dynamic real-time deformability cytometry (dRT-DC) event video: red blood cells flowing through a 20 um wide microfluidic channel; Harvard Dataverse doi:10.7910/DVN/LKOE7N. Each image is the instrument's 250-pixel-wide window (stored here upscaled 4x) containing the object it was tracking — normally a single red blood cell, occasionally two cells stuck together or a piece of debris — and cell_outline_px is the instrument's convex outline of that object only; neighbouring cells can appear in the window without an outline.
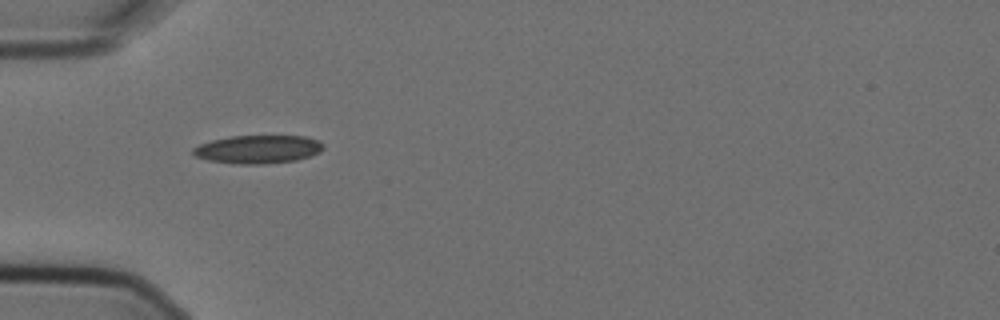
{"species": "Egyptian fruit bat (a non-hibernating species)", "species_latin": "Rousettus aegyptiacus", "temperature_condition": "cold", "stored_images_in_passage": 6, "camera_frame_rate_fps": 3000, "um_per_image_px": 0.085, "animal": {"sex": "female"}, "frame": {"image": 1, "passage_image": 5, "time_ms": 1.333, "image_size_px": [1000, 320], "cell_outline_px": [[324, 148], [320, 152], [296, 160], [264, 164], [240, 164], [208, 160], [196, 156], [192, 152], [192, 148], [200, 144], [212, 140], [232, 136], [304, 136], [316, 140], [324, 144]], "centroid_in_image_um": [21.93, 12.69], "position_along_channel_um": 63.1, "area_um2": 21.27}}
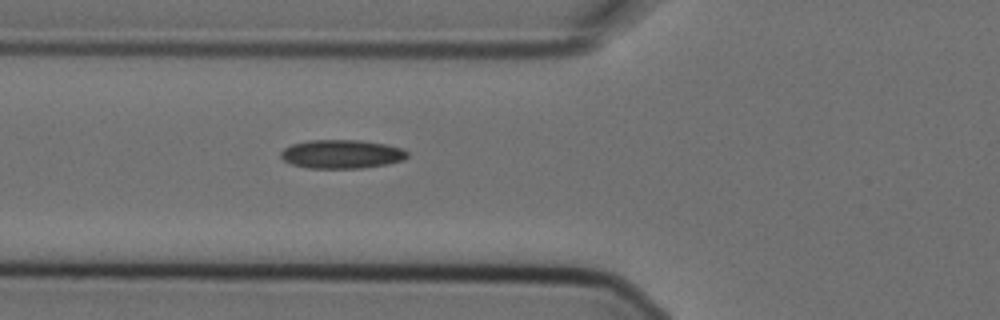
{"frame": {"image": 2, "passage_image": 6, "time_ms": 1.667, "image_size_px": [1000, 320], "cell_outline_px": [[408, 156], [404, 160], [388, 164], [360, 168], [308, 168], [292, 164], [284, 160], [280, 156], [280, 152], [284, 148], [292, 144], [308, 140], [360, 140], [384, 144], [404, 148], [408, 152]], "centroid_in_image_um": [29.06, 13.09], "position_along_channel_um": 96.7, "area_um2": 21.27}}